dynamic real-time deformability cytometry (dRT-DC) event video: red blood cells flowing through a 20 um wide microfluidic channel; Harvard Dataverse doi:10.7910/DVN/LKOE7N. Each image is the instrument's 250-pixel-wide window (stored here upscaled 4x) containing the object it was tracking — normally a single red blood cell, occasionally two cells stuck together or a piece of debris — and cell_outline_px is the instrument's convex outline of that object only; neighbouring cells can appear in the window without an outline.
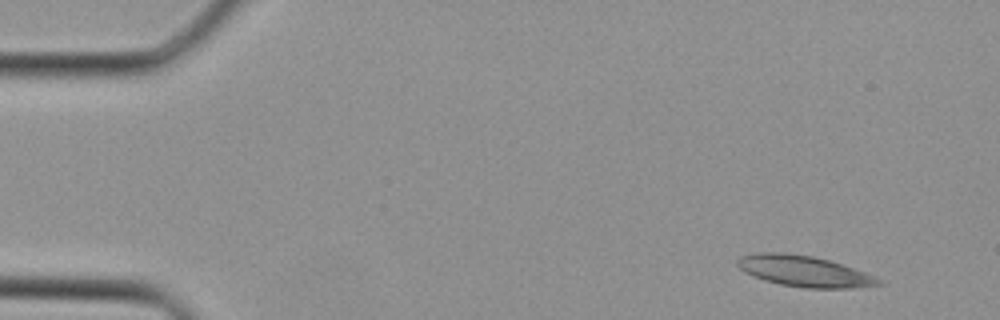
{"species": "Egyptian fruit bat (a non-hibernating species)", "species_latin": "Rousettus aegyptiacus", "temperature_condition": "cold", "stored_images_in_passage": 7, "camera_frame_rate_fps": 3000, "um_per_image_px": 0.085, "animal": {"sex": "female"}, "frame": {"image": 1, "passage_image": 1, "time_ms": 0.0, "image_size_px": [1000, 320], "cell_outline_px": [[884, 284], [856, 288], [804, 288], [780, 284], [764, 280], [744, 272], [736, 264], [736, 260], [740, 256], [756, 252], [784, 252], [812, 256], [828, 260], [876, 276]], "centroid_in_image_um": [68.33, 23.05], "position_along_channel_um": 16.7, "area_um2": 25.49}}